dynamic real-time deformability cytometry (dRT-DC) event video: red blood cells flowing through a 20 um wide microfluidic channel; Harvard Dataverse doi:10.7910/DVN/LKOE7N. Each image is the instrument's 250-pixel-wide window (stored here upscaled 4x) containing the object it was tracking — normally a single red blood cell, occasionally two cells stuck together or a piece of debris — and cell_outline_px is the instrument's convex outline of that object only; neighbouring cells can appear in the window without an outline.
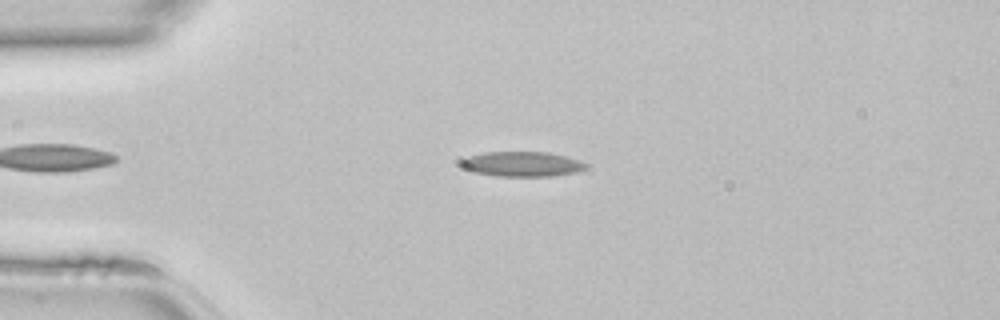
{"species": "common noctule bat (a hibernating species)", "species_latin": "Nyctalus noctula", "temperature_condition": "room temperature", "stored_images_in_passage": 42, "camera_frame_rate_fps": 3000, "um_per_image_px": 0.085, "animal": {"sex": "female", "body_mass_g": 22.7, "forearm_length_mm": 54.2}, "frame": {"image": 1, "passage_image": 6, "time_ms": 1.667, "image_size_px": [1000, 320], "cell_outline_px": [[588, 168], [576, 172], [552, 176], [496, 176], [476, 172], [464, 168], [460, 164], [460, 160], [464, 156], [484, 152], [548, 152], [580, 160], [588, 164]], "centroid_in_image_um": [44.36, 13.94], "position_along_channel_um": 40.6, "area_um2": 18.26}}
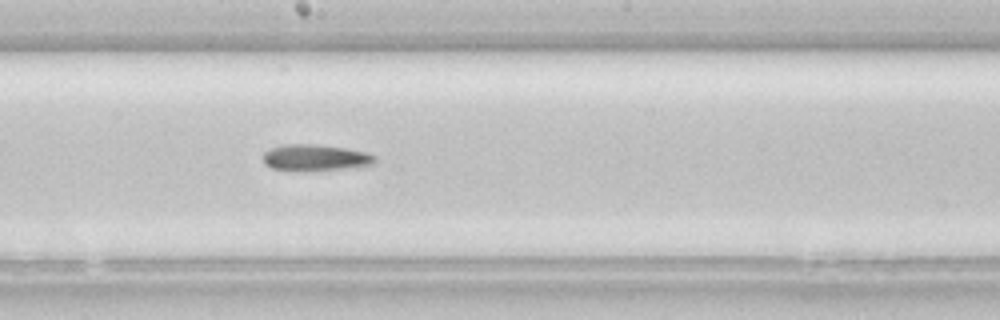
{"frame": {"image": 2, "passage_image": 20, "time_ms": 6.333, "image_size_px": [1000, 320], "cell_outline_px": [[376, 160], [372, 164], [340, 168], [292, 172], [272, 168], [264, 164], [264, 152], [268, 148], [284, 144], [312, 144], [344, 148], [364, 152], [376, 156]], "centroid_in_image_um": [26.7, 13.4], "position_along_channel_um": 221.5, "area_um2": 17.05}}
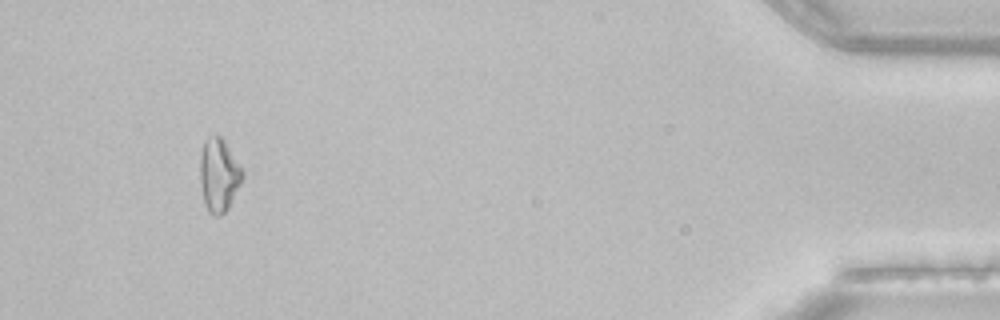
{"frame": {"image": 3, "passage_image": 38, "time_ms": 12.333, "image_size_px": [1000, 320], "cell_outline_px": [[244, 176], [228, 208], [224, 212], [216, 216], [212, 216], [208, 212], [204, 200], [200, 184], [200, 156], [204, 140], [208, 136], [216, 132], [224, 140], [244, 172]], "centroid_in_image_um": [18.59, 14.84], "position_along_channel_um": 416.6, "area_um2": 18.15}}